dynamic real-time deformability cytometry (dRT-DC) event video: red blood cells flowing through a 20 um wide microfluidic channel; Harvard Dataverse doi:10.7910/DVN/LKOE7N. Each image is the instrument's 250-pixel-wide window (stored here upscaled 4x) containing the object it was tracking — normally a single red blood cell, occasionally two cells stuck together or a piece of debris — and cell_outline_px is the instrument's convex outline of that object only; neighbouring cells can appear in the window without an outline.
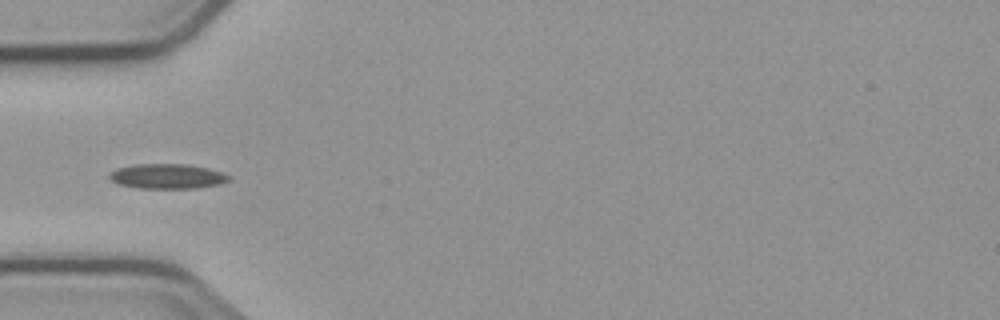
{"species": "common noctule bat (a hibernating species)", "species_latin": "Nyctalus noctula", "temperature_condition": "cold", "stored_images_in_passage": 5, "camera_frame_rate_fps": 3000, "um_per_image_px": 0.085, "animal": {"sex": "male", "body_mass_g": 23.1, "forearm_length_mm": 52.7}, "frame": {"image": 1, "passage_image": 5, "time_ms": 5.333, "image_size_px": [1000, 320], "cell_outline_px": [[232, 180], [220, 184], [196, 188], [140, 188], [116, 184], [108, 180], [108, 172], [116, 168], [136, 164], [184, 164], [208, 168], [232, 176]], "centroid_in_image_um": [14.18, 14.99], "position_along_channel_um": 70.8, "area_um2": 17.57}}